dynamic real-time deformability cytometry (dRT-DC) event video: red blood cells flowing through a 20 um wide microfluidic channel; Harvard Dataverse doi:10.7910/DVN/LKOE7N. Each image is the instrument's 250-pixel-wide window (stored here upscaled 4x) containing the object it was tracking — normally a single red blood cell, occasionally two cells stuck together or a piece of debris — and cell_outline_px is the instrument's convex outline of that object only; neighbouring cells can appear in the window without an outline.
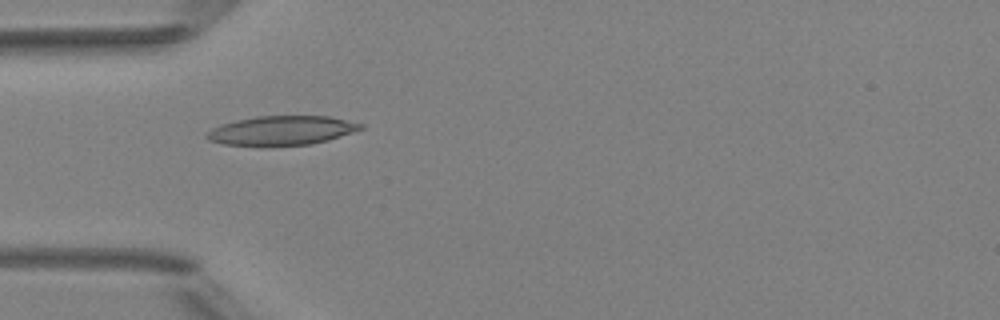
{"species": "Egyptian fruit bat (a non-hibernating species)", "species_latin": "Rousettus aegyptiacus", "temperature_condition": "room temperature", "stored_images_in_passage": 6, "camera_frame_rate_fps": 3000, "um_per_image_px": 0.085, "animal": {"sex": "female"}, "frame": {"image": 1, "passage_image": 5, "time_ms": 4.667, "image_size_px": [1000, 320], "cell_outline_px": [[364, 128], [328, 140], [312, 144], [224, 144], [208, 140], [204, 136], [204, 132], [220, 124], [236, 120], [256, 116], [328, 116], [364, 124]], "centroid_in_image_um": [23.92, 11.06], "position_along_channel_um": 61.1, "area_um2": 25.72}}
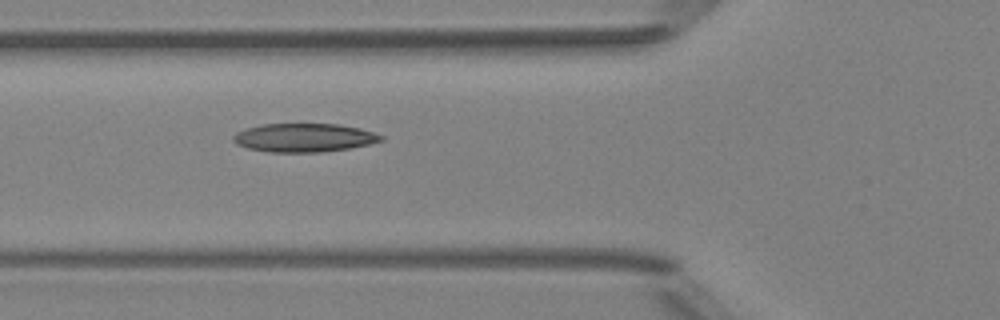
{"frame": {"image": 2, "passage_image": 6, "time_ms": 5.667, "image_size_px": [1000, 320], "cell_outline_px": [[384, 140], [368, 144], [348, 148], [324, 152], [268, 152], [248, 148], [236, 144], [232, 140], [232, 136], [236, 132], [244, 128], [260, 124], [340, 124], [360, 128], [384, 136]], "centroid_in_image_um": [25.81, 11.7], "position_along_channel_um": 100.0, "area_um2": 24.74}}